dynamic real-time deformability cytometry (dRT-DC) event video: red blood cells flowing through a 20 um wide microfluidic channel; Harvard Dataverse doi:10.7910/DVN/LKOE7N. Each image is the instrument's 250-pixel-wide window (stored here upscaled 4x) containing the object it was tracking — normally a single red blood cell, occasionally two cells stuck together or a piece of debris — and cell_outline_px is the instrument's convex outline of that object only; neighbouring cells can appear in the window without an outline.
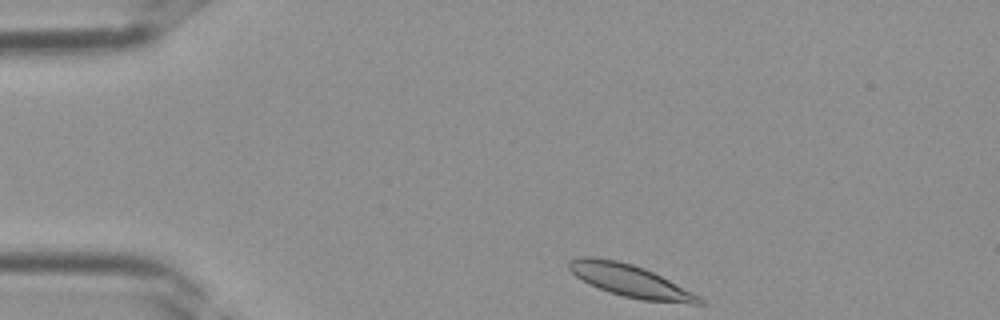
{"species": "Egyptian fruit bat (a non-hibernating species)", "species_latin": "Rousettus aegyptiacus", "temperature_condition": "room temperature", "stored_images_in_passage": 32, "camera_frame_rate_fps": 3000, "um_per_image_px": 0.085, "frame": {"image": 1, "passage_image": 1, "time_ms": 0.0, "image_size_px": [1000, 320], "cell_outline_px": [[704, 304], [692, 304], [644, 300], [624, 296], [600, 288], [576, 276], [568, 268], [568, 260], [580, 256], [592, 256], [616, 260], [632, 264], [644, 268], [700, 296], [704, 300]], "centroid_in_image_um": [53.56, 23.85], "position_along_channel_um": 31.4, "area_um2": 24.04}}
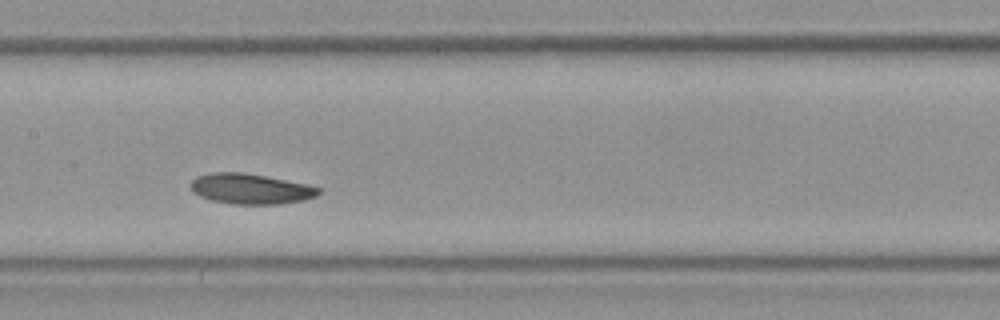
{"frame": {"image": 2, "passage_image": 13, "time_ms": 4.0, "image_size_px": [1000, 320], "cell_outline_px": [[320, 192], [316, 196], [304, 200], [280, 204], [232, 204], [212, 200], [200, 196], [192, 192], [188, 184], [196, 176], [212, 172], [244, 172], [304, 184], [320, 188]], "centroid_in_image_um": [21.23, 16.05], "position_along_channel_um": 186.2, "area_um2": 22.6}}
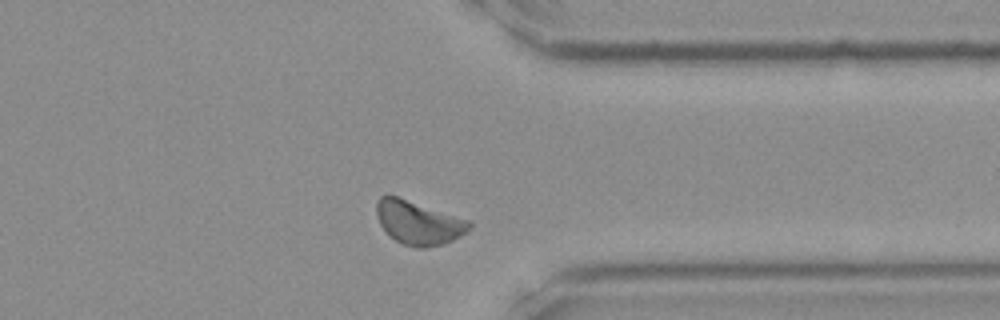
{"frame": {"image": 3, "passage_image": 24, "time_ms": 7.667, "image_size_px": [1000, 320], "cell_outline_px": [[472, 228], [468, 232], [452, 240], [440, 244], [424, 248], [416, 248], [404, 244], [396, 240], [380, 224], [376, 216], [376, 200], [380, 196], [388, 192], [468, 220], [472, 224]], "centroid_in_image_um": [35.54, 18.88], "position_along_channel_um": 375.9, "area_um2": 23.76}}